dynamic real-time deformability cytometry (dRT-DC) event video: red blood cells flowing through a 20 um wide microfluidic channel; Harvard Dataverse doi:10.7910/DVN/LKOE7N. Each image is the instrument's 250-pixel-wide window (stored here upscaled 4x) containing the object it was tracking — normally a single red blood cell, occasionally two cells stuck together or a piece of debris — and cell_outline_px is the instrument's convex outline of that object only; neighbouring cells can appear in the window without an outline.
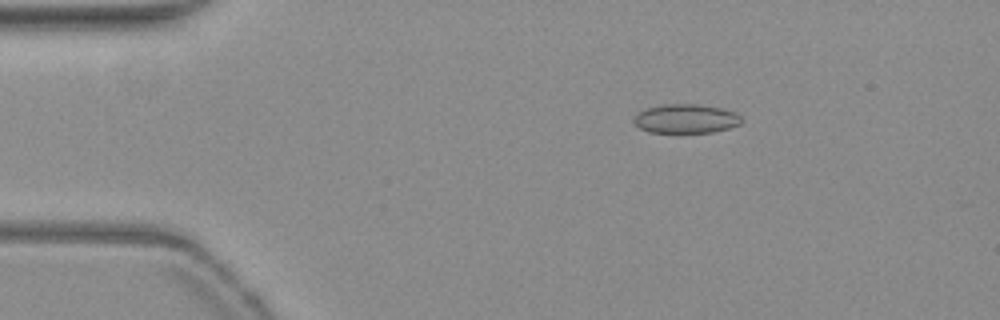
{"species": "common noctule bat (a hibernating species)", "species_latin": "Nyctalus noctula", "temperature_condition": "warm", "stored_images_in_passage": 45, "camera_frame_rate_fps": 3000, "um_per_image_px": 0.085, "animal": {"sex": "female", "body_mass_g": 19.3, "forearm_length_mm": 54.1}, "frame": {"image": 1, "passage_image": 2, "time_ms": 0.333, "image_size_px": [1000, 320], "cell_outline_px": [[744, 120], [740, 124], [728, 128], [712, 132], [648, 132], [640, 128], [636, 124], [636, 116], [644, 108], [660, 104], [696, 104], [720, 108], [736, 112]], "centroid_in_image_um": [58.33, 10.08], "position_along_channel_um": 26.7, "area_um2": 18.09}}
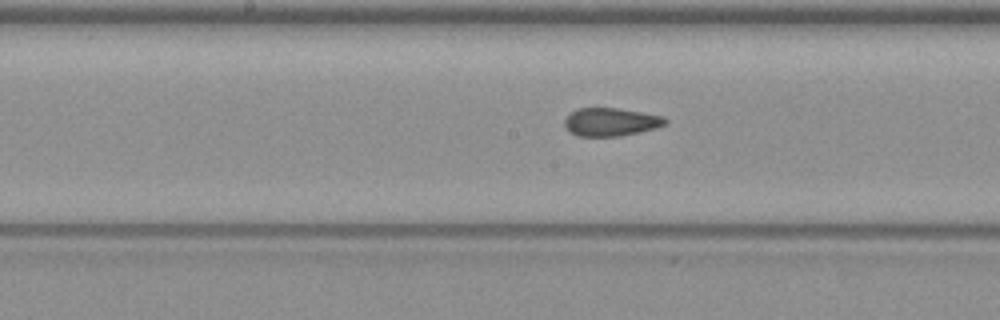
{"frame": {"image": 2, "passage_image": 20, "time_ms": 6.333, "image_size_px": [1000, 320], "cell_outline_px": [[668, 120], [664, 124], [656, 128], [640, 132], [620, 136], [576, 136], [564, 124], [564, 120], [576, 108], [620, 108], [664, 116]], "centroid_in_image_um": [51.94, 10.36], "position_along_channel_um": 196.3, "area_um2": 16.47}}
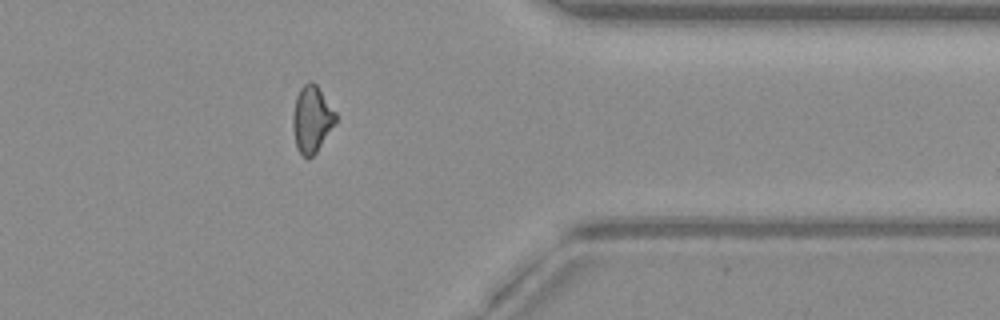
{"frame": {"image": 3, "passage_image": 36, "time_ms": 11.667, "image_size_px": [1000, 320], "cell_outline_px": [[336, 120], [316, 152], [308, 160], [296, 148], [292, 128], [292, 116], [296, 96], [300, 88], [308, 80], [312, 80], [316, 84], [336, 112]], "centroid_in_image_um": [26.47, 10.11], "position_along_channel_um": 384.9, "area_um2": 16.59}, "authors_computed_cell_mechanics": {"area_um2": 16.8776, "velocity_mm_per_s": 3.8342, "shape_relaxation_time_tau1_ms": null, "shape_relaxation_time_tau2_ms": 1.4277, "deformation_change_tau1": null, "deformation_change_tau2": 0.0805}}